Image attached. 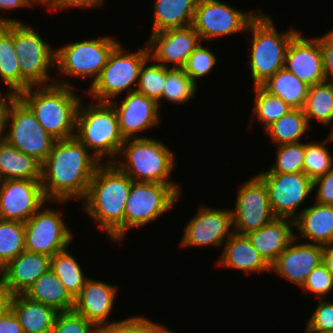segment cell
<instances>
[{
	"instance_id": "obj_1",
	"label": "cell",
	"mask_w": 333,
	"mask_h": 333,
	"mask_svg": "<svg viewBox=\"0 0 333 333\" xmlns=\"http://www.w3.org/2000/svg\"><path fill=\"white\" fill-rule=\"evenodd\" d=\"M101 162L76 138L56 140L41 164V185L45 199L52 203L84 199Z\"/></svg>"
},
{
	"instance_id": "obj_2",
	"label": "cell",
	"mask_w": 333,
	"mask_h": 333,
	"mask_svg": "<svg viewBox=\"0 0 333 333\" xmlns=\"http://www.w3.org/2000/svg\"><path fill=\"white\" fill-rule=\"evenodd\" d=\"M133 180L114 163H101L91 179L82 210L110 240H124V211Z\"/></svg>"
},
{
	"instance_id": "obj_3",
	"label": "cell",
	"mask_w": 333,
	"mask_h": 333,
	"mask_svg": "<svg viewBox=\"0 0 333 333\" xmlns=\"http://www.w3.org/2000/svg\"><path fill=\"white\" fill-rule=\"evenodd\" d=\"M60 80L48 86L29 87L18 97L48 134L56 140H65L75 137L77 110L82 98L70 80Z\"/></svg>"
},
{
	"instance_id": "obj_4",
	"label": "cell",
	"mask_w": 333,
	"mask_h": 333,
	"mask_svg": "<svg viewBox=\"0 0 333 333\" xmlns=\"http://www.w3.org/2000/svg\"><path fill=\"white\" fill-rule=\"evenodd\" d=\"M95 102V103H94ZM81 100L76 116L75 137L101 162L113 163L119 157L124 138L117 113L110 102ZM83 103V104H82Z\"/></svg>"
},
{
	"instance_id": "obj_5",
	"label": "cell",
	"mask_w": 333,
	"mask_h": 333,
	"mask_svg": "<svg viewBox=\"0 0 333 333\" xmlns=\"http://www.w3.org/2000/svg\"><path fill=\"white\" fill-rule=\"evenodd\" d=\"M252 32L249 64L253 86H261L277 71L284 68L287 48L299 33L294 28L278 32L273 20L261 10L248 24L246 32Z\"/></svg>"
},
{
	"instance_id": "obj_6",
	"label": "cell",
	"mask_w": 333,
	"mask_h": 333,
	"mask_svg": "<svg viewBox=\"0 0 333 333\" xmlns=\"http://www.w3.org/2000/svg\"><path fill=\"white\" fill-rule=\"evenodd\" d=\"M113 163L133 181L177 184L171 180L174 153L160 140L151 137L126 139ZM119 159V160H118Z\"/></svg>"
},
{
	"instance_id": "obj_7",
	"label": "cell",
	"mask_w": 333,
	"mask_h": 333,
	"mask_svg": "<svg viewBox=\"0 0 333 333\" xmlns=\"http://www.w3.org/2000/svg\"><path fill=\"white\" fill-rule=\"evenodd\" d=\"M124 49L119 43L110 54L97 80L88 90H83L90 98H94V101L111 102L123 92L128 94L136 91L140 68L150 57L149 48L146 44L135 52H126Z\"/></svg>"
},
{
	"instance_id": "obj_8",
	"label": "cell",
	"mask_w": 333,
	"mask_h": 333,
	"mask_svg": "<svg viewBox=\"0 0 333 333\" xmlns=\"http://www.w3.org/2000/svg\"><path fill=\"white\" fill-rule=\"evenodd\" d=\"M25 23H14V49L21 70V92L32 86L55 84L50 68H55L56 49ZM50 82V83H49Z\"/></svg>"
},
{
	"instance_id": "obj_9",
	"label": "cell",
	"mask_w": 333,
	"mask_h": 333,
	"mask_svg": "<svg viewBox=\"0 0 333 333\" xmlns=\"http://www.w3.org/2000/svg\"><path fill=\"white\" fill-rule=\"evenodd\" d=\"M119 43L114 37L106 35L67 43L56 49L55 68L65 79L66 76L90 78L93 85Z\"/></svg>"
},
{
	"instance_id": "obj_10",
	"label": "cell",
	"mask_w": 333,
	"mask_h": 333,
	"mask_svg": "<svg viewBox=\"0 0 333 333\" xmlns=\"http://www.w3.org/2000/svg\"><path fill=\"white\" fill-rule=\"evenodd\" d=\"M133 181L124 211V239L128 230L141 228L169 212L181 195V185Z\"/></svg>"
},
{
	"instance_id": "obj_11",
	"label": "cell",
	"mask_w": 333,
	"mask_h": 333,
	"mask_svg": "<svg viewBox=\"0 0 333 333\" xmlns=\"http://www.w3.org/2000/svg\"><path fill=\"white\" fill-rule=\"evenodd\" d=\"M5 140L42 164L56 139L48 134L30 108L18 97L10 107Z\"/></svg>"
},
{
	"instance_id": "obj_12",
	"label": "cell",
	"mask_w": 333,
	"mask_h": 333,
	"mask_svg": "<svg viewBox=\"0 0 333 333\" xmlns=\"http://www.w3.org/2000/svg\"><path fill=\"white\" fill-rule=\"evenodd\" d=\"M261 10L243 12L221 0H198L192 27L201 41L246 31Z\"/></svg>"
},
{
	"instance_id": "obj_13",
	"label": "cell",
	"mask_w": 333,
	"mask_h": 333,
	"mask_svg": "<svg viewBox=\"0 0 333 333\" xmlns=\"http://www.w3.org/2000/svg\"><path fill=\"white\" fill-rule=\"evenodd\" d=\"M45 204L24 223L25 250L52 257L72 245L73 232L62 218L63 213Z\"/></svg>"
},
{
	"instance_id": "obj_14",
	"label": "cell",
	"mask_w": 333,
	"mask_h": 333,
	"mask_svg": "<svg viewBox=\"0 0 333 333\" xmlns=\"http://www.w3.org/2000/svg\"><path fill=\"white\" fill-rule=\"evenodd\" d=\"M236 195L235 209L231 210L235 233L247 235L275 218L266 185L257 174L244 181Z\"/></svg>"
},
{
	"instance_id": "obj_15",
	"label": "cell",
	"mask_w": 333,
	"mask_h": 333,
	"mask_svg": "<svg viewBox=\"0 0 333 333\" xmlns=\"http://www.w3.org/2000/svg\"><path fill=\"white\" fill-rule=\"evenodd\" d=\"M265 183L270 208L275 217L295 219L299 206L314 191L313 180L304 172L258 173Z\"/></svg>"
},
{
	"instance_id": "obj_16",
	"label": "cell",
	"mask_w": 333,
	"mask_h": 333,
	"mask_svg": "<svg viewBox=\"0 0 333 333\" xmlns=\"http://www.w3.org/2000/svg\"><path fill=\"white\" fill-rule=\"evenodd\" d=\"M234 233L231 209H218L202 205L184 228L179 246H222Z\"/></svg>"
},
{
	"instance_id": "obj_17",
	"label": "cell",
	"mask_w": 333,
	"mask_h": 333,
	"mask_svg": "<svg viewBox=\"0 0 333 333\" xmlns=\"http://www.w3.org/2000/svg\"><path fill=\"white\" fill-rule=\"evenodd\" d=\"M40 180L0 181V219L25 223L44 203Z\"/></svg>"
},
{
	"instance_id": "obj_18",
	"label": "cell",
	"mask_w": 333,
	"mask_h": 333,
	"mask_svg": "<svg viewBox=\"0 0 333 333\" xmlns=\"http://www.w3.org/2000/svg\"><path fill=\"white\" fill-rule=\"evenodd\" d=\"M118 118L119 129L124 140L136 138H148V136H136L139 132L160 124V108L158 103L137 91H132L119 101L110 102Z\"/></svg>"
},
{
	"instance_id": "obj_19",
	"label": "cell",
	"mask_w": 333,
	"mask_h": 333,
	"mask_svg": "<svg viewBox=\"0 0 333 333\" xmlns=\"http://www.w3.org/2000/svg\"><path fill=\"white\" fill-rule=\"evenodd\" d=\"M148 39L150 57L167 68H183L195 48L202 43L192 26L159 31L150 34Z\"/></svg>"
},
{
	"instance_id": "obj_20",
	"label": "cell",
	"mask_w": 333,
	"mask_h": 333,
	"mask_svg": "<svg viewBox=\"0 0 333 333\" xmlns=\"http://www.w3.org/2000/svg\"><path fill=\"white\" fill-rule=\"evenodd\" d=\"M284 68L309 86L324 82L320 41L316 37L304 38L299 32L287 48Z\"/></svg>"
},
{
	"instance_id": "obj_21",
	"label": "cell",
	"mask_w": 333,
	"mask_h": 333,
	"mask_svg": "<svg viewBox=\"0 0 333 333\" xmlns=\"http://www.w3.org/2000/svg\"><path fill=\"white\" fill-rule=\"evenodd\" d=\"M294 238L271 265V271L287 279L291 284L302 287L308 275L323 260L324 246L313 243H296Z\"/></svg>"
},
{
	"instance_id": "obj_22",
	"label": "cell",
	"mask_w": 333,
	"mask_h": 333,
	"mask_svg": "<svg viewBox=\"0 0 333 333\" xmlns=\"http://www.w3.org/2000/svg\"><path fill=\"white\" fill-rule=\"evenodd\" d=\"M117 294L116 285L88 278L80 294L75 298L73 310L95 326L108 323Z\"/></svg>"
},
{
	"instance_id": "obj_23",
	"label": "cell",
	"mask_w": 333,
	"mask_h": 333,
	"mask_svg": "<svg viewBox=\"0 0 333 333\" xmlns=\"http://www.w3.org/2000/svg\"><path fill=\"white\" fill-rule=\"evenodd\" d=\"M50 266V256L24 250L2 268L3 285L12 295L24 294Z\"/></svg>"
},
{
	"instance_id": "obj_24",
	"label": "cell",
	"mask_w": 333,
	"mask_h": 333,
	"mask_svg": "<svg viewBox=\"0 0 333 333\" xmlns=\"http://www.w3.org/2000/svg\"><path fill=\"white\" fill-rule=\"evenodd\" d=\"M223 246V252L216 263L218 266L244 271L245 275L271 272V266L258 253L247 235L234 232Z\"/></svg>"
},
{
	"instance_id": "obj_25",
	"label": "cell",
	"mask_w": 333,
	"mask_h": 333,
	"mask_svg": "<svg viewBox=\"0 0 333 333\" xmlns=\"http://www.w3.org/2000/svg\"><path fill=\"white\" fill-rule=\"evenodd\" d=\"M294 219L297 229L295 238H304L308 243L322 246L333 244V206L314 203L312 206L299 209Z\"/></svg>"
},
{
	"instance_id": "obj_26",
	"label": "cell",
	"mask_w": 333,
	"mask_h": 333,
	"mask_svg": "<svg viewBox=\"0 0 333 333\" xmlns=\"http://www.w3.org/2000/svg\"><path fill=\"white\" fill-rule=\"evenodd\" d=\"M294 220L275 217L270 223L247 234L252 245L271 266L295 238Z\"/></svg>"
},
{
	"instance_id": "obj_27",
	"label": "cell",
	"mask_w": 333,
	"mask_h": 333,
	"mask_svg": "<svg viewBox=\"0 0 333 333\" xmlns=\"http://www.w3.org/2000/svg\"><path fill=\"white\" fill-rule=\"evenodd\" d=\"M10 309L20 322L23 333H51L58 314L54 308L24 294L12 295Z\"/></svg>"
},
{
	"instance_id": "obj_28",
	"label": "cell",
	"mask_w": 333,
	"mask_h": 333,
	"mask_svg": "<svg viewBox=\"0 0 333 333\" xmlns=\"http://www.w3.org/2000/svg\"><path fill=\"white\" fill-rule=\"evenodd\" d=\"M198 0H155L151 34L192 26Z\"/></svg>"
},
{
	"instance_id": "obj_29",
	"label": "cell",
	"mask_w": 333,
	"mask_h": 333,
	"mask_svg": "<svg viewBox=\"0 0 333 333\" xmlns=\"http://www.w3.org/2000/svg\"><path fill=\"white\" fill-rule=\"evenodd\" d=\"M24 295L31 300L48 305L58 312L74 309L75 299L51 268L40 276Z\"/></svg>"
},
{
	"instance_id": "obj_30",
	"label": "cell",
	"mask_w": 333,
	"mask_h": 333,
	"mask_svg": "<svg viewBox=\"0 0 333 333\" xmlns=\"http://www.w3.org/2000/svg\"><path fill=\"white\" fill-rule=\"evenodd\" d=\"M13 179L41 180V164L5 140L0 143V181Z\"/></svg>"
},
{
	"instance_id": "obj_31",
	"label": "cell",
	"mask_w": 333,
	"mask_h": 333,
	"mask_svg": "<svg viewBox=\"0 0 333 333\" xmlns=\"http://www.w3.org/2000/svg\"><path fill=\"white\" fill-rule=\"evenodd\" d=\"M261 86L270 94L280 97L292 109H303L310 87L285 68L277 71Z\"/></svg>"
},
{
	"instance_id": "obj_32",
	"label": "cell",
	"mask_w": 333,
	"mask_h": 333,
	"mask_svg": "<svg viewBox=\"0 0 333 333\" xmlns=\"http://www.w3.org/2000/svg\"><path fill=\"white\" fill-rule=\"evenodd\" d=\"M0 78L8 91L21 93V70L14 49V23L0 26Z\"/></svg>"
},
{
	"instance_id": "obj_33",
	"label": "cell",
	"mask_w": 333,
	"mask_h": 333,
	"mask_svg": "<svg viewBox=\"0 0 333 333\" xmlns=\"http://www.w3.org/2000/svg\"><path fill=\"white\" fill-rule=\"evenodd\" d=\"M310 128L303 109H291L268 126L264 132L271 139V142L278 146L303 141V136Z\"/></svg>"
},
{
	"instance_id": "obj_34",
	"label": "cell",
	"mask_w": 333,
	"mask_h": 333,
	"mask_svg": "<svg viewBox=\"0 0 333 333\" xmlns=\"http://www.w3.org/2000/svg\"><path fill=\"white\" fill-rule=\"evenodd\" d=\"M308 123L312 119L323 126H333V83L324 81L311 85L303 107Z\"/></svg>"
},
{
	"instance_id": "obj_35",
	"label": "cell",
	"mask_w": 333,
	"mask_h": 333,
	"mask_svg": "<svg viewBox=\"0 0 333 333\" xmlns=\"http://www.w3.org/2000/svg\"><path fill=\"white\" fill-rule=\"evenodd\" d=\"M69 247L51 257V270L64 284L66 290L75 299L89 277L84 275L83 267L69 253Z\"/></svg>"
},
{
	"instance_id": "obj_36",
	"label": "cell",
	"mask_w": 333,
	"mask_h": 333,
	"mask_svg": "<svg viewBox=\"0 0 333 333\" xmlns=\"http://www.w3.org/2000/svg\"><path fill=\"white\" fill-rule=\"evenodd\" d=\"M253 89L255 98L251 120L255 117L256 122L263 124L264 129L292 109L280 97L270 94L262 86H254Z\"/></svg>"
},
{
	"instance_id": "obj_37",
	"label": "cell",
	"mask_w": 333,
	"mask_h": 333,
	"mask_svg": "<svg viewBox=\"0 0 333 333\" xmlns=\"http://www.w3.org/2000/svg\"><path fill=\"white\" fill-rule=\"evenodd\" d=\"M197 87L198 85L184 72L183 68L166 67V84L162 103L166 100L172 104H185L197 94Z\"/></svg>"
},
{
	"instance_id": "obj_38",
	"label": "cell",
	"mask_w": 333,
	"mask_h": 333,
	"mask_svg": "<svg viewBox=\"0 0 333 333\" xmlns=\"http://www.w3.org/2000/svg\"><path fill=\"white\" fill-rule=\"evenodd\" d=\"M25 250L24 223L0 219V267Z\"/></svg>"
},
{
	"instance_id": "obj_39",
	"label": "cell",
	"mask_w": 333,
	"mask_h": 333,
	"mask_svg": "<svg viewBox=\"0 0 333 333\" xmlns=\"http://www.w3.org/2000/svg\"><path fill=\"white\" fill-rule=\"evenodd\" d=\"M149 61H152L148 64ZM154 62V63H153ZM166 84V67L147 58L142 64L139 72V80L136 91L155 100L159 108L162 105V94Z\"/></svg>"
},
{
	"instance_id": "obj_40",
	"label": "cell",
	"mask_w": 333,
	"mask_h": 333,
	"mask_svg": "<svg viewBox=\"0 0 333 333\" xmlns=\"http://www.w3.org/2000/svg\"><path fill=\"white\" fill-rule=\"evenodd\" d=\"M329 142L331 139L327 136L319 143H305L303 172L313 181L333 168V154L326 145Z\"/></svg>"
},
{
	"instance_id": "obj_41",
	"label": "cell",
	"mask_w": 333,
	"mask_h": 333,
	"mask_svg": "<svg viewBox=\"0 0 333 333\" xmlns=\"http://www.w3.org/2000/svg\"><path fill=\"white\" fill-rule=\"evenodd\" d=\"M274 164L261 173H298L303 172L305 142L282 144L276 147Z\"/></svg>"
},
{
	"instance_id": "obj_42",
	"label": "cell",
	"mask_w": 333,
	"mask_h": 333,
	"mask_svg": "<svg viewBox=\"0 0 333 333\" xmlns=\"http://www.w3.org/2000/svg\"><path fill=\"white\" fill-rule=\"evenodd\" d=\"M217 63L216 54L209 48L199 44L187 59L183 70L196 83L197 79L207 77Z\"/></svg>"
},
{
	"instance_id": "obj_43",
	"label": "cell",
	"mask_w": 333,
	"mask_h": 333,
	"mask_svg": "<svg viewBox=\"0 0 333 333\" xmlns=\"http://www.w3.org/2000/svg\"><path fill=\"white\" fill-rule=\"evenodd\" d=\"M51 333H96V326L74 310L58 312Z\"/></svg>"
},
{
	"instance_id": "obj_44",
	"label": "cell",
	"mask_w": 333,
	"mask_h": 333,
	"mask_svg": "<svg viewBox=\"0 0 333 333\" xmlns=\"http://www.w3.org/2000/svg\"><path fill=\"white\" fill-rule=\"evenodd\" d=\"M305 333H333V301L319 299L306 323Z\"/></svg>"
},
{
	"instance_id": "obj_45",
	"label": "cell",
	"mask_w": 333,
	"mask_h": 333,
	"mask_svg": "<svg viewBox=\"0 0 333 333\" xmlns=\"http://www.w3.org/2000/svg\"><path fill=\"white\" fill-rule=\"evenodd\" d=\"M305 293H312L319 299H326L333 291V276L321 263L308 275L305 283L301 287Z\"/></svg>"
},
{
	"instance_id": "obj_46",
	"label": "cell",
	"mask_w": 333,
	"mask_h": 333,
	"mask_svg": "<svg viewBox=\"0 0 333 333\" xmlns=\"http://www.w3.org/2000/svg\"><path fill=\"white\" fill-rule=\"evenodd\" d=\"M313 189L316 191L314 202L333 206V168L313 181Z\"/></svg>"
},
{
	"instance_id": "obj_47",
	"label": "cell",
	"mask_w": 333,
	"mask_h": 333,
	"mask_svg": "<svg viewBox=\"0 0 333 333\" xmlns=\"http://www.w3.org/2000/svg\"><path fill=\"white\" fill-rule=\"evenodd\" d=\"M104 0H45L44 5L48 11L64 10L68 8H100L104 4Z\"/></svg>"
},
{
	"instance_id": "obj_48",
	"label": "cell",
	"mask_w": 333,
	"mask_h": 333,
	"mask_svg": "<svg viewBox=\"0 0 333 333\" xmlns=\"http://www.w3.org/2000/svg\"><path fill=\"white\" fill-rule=\"evenodd\" d=\"M317 39L323 53L325 81L333 83V29Z\"/></svg>"
},
{
	"instance_id": "obj_49",
	"label": "cell",
	"mask_w": 333,
	"mask_h": 333,
	"mask_svg": "<svg viewBox=\"0 0 333 333\" xmlns=\"http://www.w3.org/2000/svg\"><path fill=\"white\" fill-rule=\"evenodd\" d=\"M96 333H137V315L96 326Z\"/></svg>"
},
{
	"instance_id": "obj_50",
	"label": "cell",
	"mask_w": 333,
	"mask_h": 333,
	"mask_svg": "<svg viewBox=\"0 0 333 333\" xmlns=\"http://www.w3.org/2000/svg\"><path fill=\"white\" fill-rule=\"evenodd\" d=\"M18 98V94L8 91L6 94H2L0 91V143L5 141L7 130V120L11 105Z\"/></svg>"
},
{
	"instance_id": "obj_51",
	"label": "cell",
	"mask_w": 333,
	"mask_h": 333,
	"mask_svg": "<svg viewBox=\"0 0 333 333\" xmlns=\"http://www.w3.org/2000/svg\"><path fill=\"white\" fill-rule=\"evenodd\" d=\"M33 7L35 4L31 0H0V10L3 12L4 10H14V9H23L24 7ZM1 24H11V23H24L15 18H5L0 16Z\"/></svg>"
},
{
	"instance_id": "obj_52",
	"label": "cell",
	"mask_w": 333,
	"mask_h": 333,
	"mask_svg": "<svg viewBox=\"0 0 333 333\" xmlns=\"http://www.w3.org/2000/svg\"><path fill=\"white\" fill-rule=\"evenodd\" d=\"M0 333H23L20 322L10 308L0 316Z\"/></svg>"
},
{
	"instance_id": "obj_53",
	"label": "cell",
	"mask_w": 333,
	"mask_h": 333,
	"mask_svg": "<svg viewBox=\"0 0 333 333\" xmlns=\"http://www.w3.org/2000/svg\"><path fill=\"white\" fill-rule=\"evenodd\" d=\"M137 333H177L163 324L152 321L144 316H137Z\"/></svg>"
},
{
	"instance_id": "obj_54",
	"label": "cell",
	"mask_w": 333,
	"mask_h": 333,
	"mask_svg": "<svg viewBox=\"0 0 333 333\" xmlns=\"http://www.w3.org/2000/svg\"><path fill=\"white\" fill-rule=\"evenodd\" d=\"M11 298L12 294L2 284L0 286V316L10 308Z\"/></svg>"
},
{
	"instance_id": "obj_55",
	"label": "cell",
	"mask_w": 333,
	"mask_h": 333,
	"mask_svg": "<svg viewBox=\"0 0 333 333\" xmlns=\"http://www.w3.org/2000/svg\"><path fill=\"white\" fill-rule=\"evenodd\" d=\"M322 263L333 276V244L324 246Z\"/></svg>"
},
{
	"instance_id": "obj_56",
	"label": "cell",
	"mask_w": 333,
	"mask_h": 333,
	"mask_svg": "<svg viewBox=\"0 0 333 333\" xmlns=\"http://www.w3.org/2000/svg\"><path fill=\"white\" fill-rule=\"evenodd\" d=\"M35 5H39L42 4V6L44 5V1L45 0H31ZM39 3V4H38Z\"/></svg>"
},
{
	"instance_id": "obj_57",
	"label": "cell",
	"mask_w": 333,
	"mask_h": 333,
	"mask_svg": "<svg viewBox=\"0 0 333 333\" xmlns=\"http://www.w3.org/2000/svg\"><path fill=\"white\" fill-rule=\"evenodd\" d=\"M328 136L331 139V142H333V126L331 127Z\"/></svg>"
},
{
	"instance_id": "obj_58",
	"label": "cell",
	"mask_w": 333,
	"mask_h": 333,
	"mask_svg": "<svg viewBox=\"0 0 333 333\" xmlns=\"http://www.w3.org/2000/svg\"><path fill=\"white\" fill-rule=\"evenodd\" d=\"M3 284V271L2 267H0V286Z\"/></svg>"
}]
</instances>
